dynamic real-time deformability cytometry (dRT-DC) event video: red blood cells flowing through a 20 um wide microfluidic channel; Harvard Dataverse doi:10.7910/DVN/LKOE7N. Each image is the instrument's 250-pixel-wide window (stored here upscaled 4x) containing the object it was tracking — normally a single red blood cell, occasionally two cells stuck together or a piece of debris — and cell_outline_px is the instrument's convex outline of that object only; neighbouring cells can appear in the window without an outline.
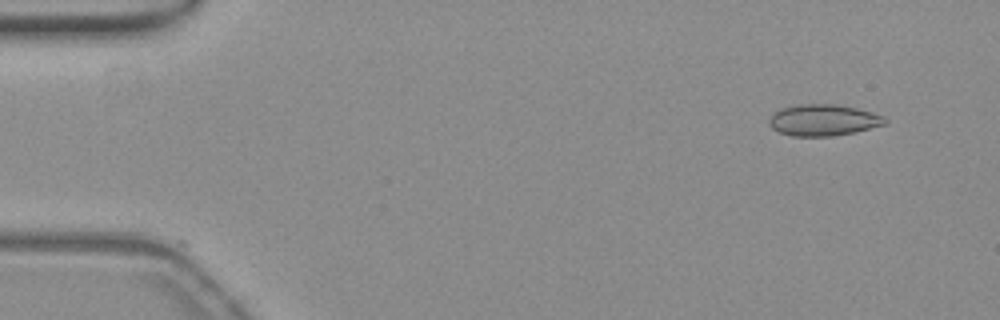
{"species": "common noctule bat (a hibernating species)", "species_latin": "Nyctalus noctula", "temperature_condition": "warm", "stored_images_in_passage": 50, "camera_frame_rate_fps": 3000, "um_per_image_px": 0.085, "animal": {"sex": "female", "body_mass_g": 19.3, "forearm_length_mm": 54.1}, "frame": {"image": 1, "passage_image": 1, "time_ms": 0.0, "image_size_px": [1000, 320], "cell_outline_px": [[888, 124], [856, 132], [832, 136], [792, 136], [780, 132], [772, 128], [768, 124], [768, 120], [780, 108], [800, 104], [836, 104], [856, 108], [872, 112], [884, 116], [888, 120]], "centroid_in_image_um": [70.02, 10.21], "position_along_channel_um": 15.0, "area_um2": 21.33}}
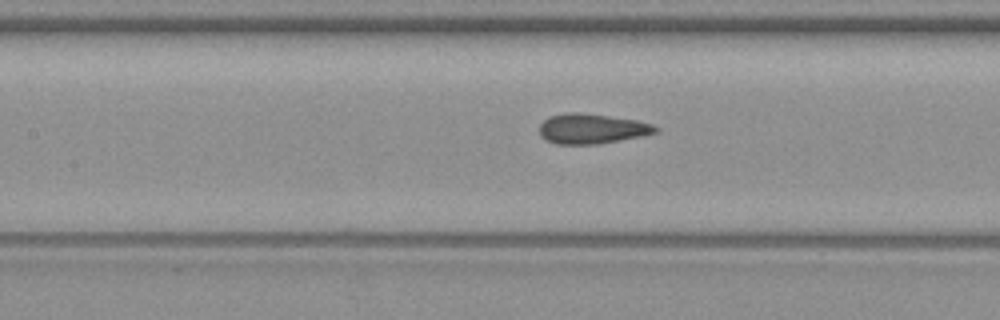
{"frame": {"image": 2, "passage_image": 21, "time_ms": 6.667, "image_size_px": [1000, 320], "cell_outline_px": [[660, 128], [656, 132], [640, 136], [600, 144], [556, 144], [544, 140], [540, 136], [540, 124], [548, 116], [568, 112], [576, 112], [636, 120], [652, 124]], "centroid_in_image_um": [50.26, 10.95], "position_along_channel_um": 157.1, "area_um2": 20.23}}
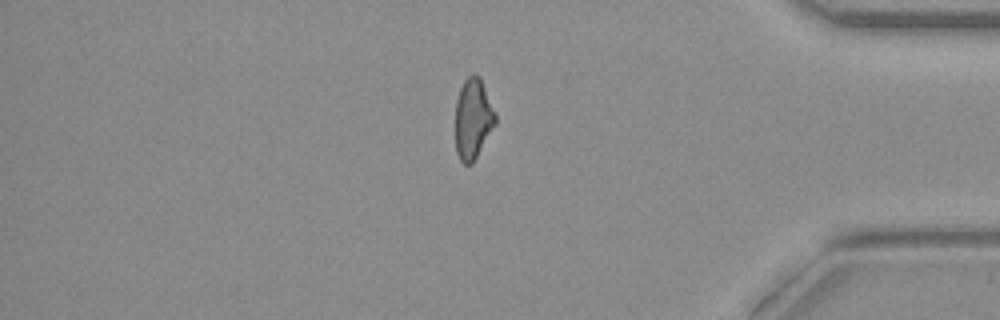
{"frame": {"image": 3, "passage_image": 42, "time_ms": 13.667, "image_size_px": [1000, 320], "cell_outline_px": [[496, 124], [472, 164], [464, 164], [460, 160], [456, 152], [456, 100], [460, 88], [464, 80], [472, 72], [480, 76], [496, 116]], "centroid_in_image_um": [40.2, 10.09], "position_along_channel_um": 395.0, "area_um2": 18.73}, "authors_computed_cell_mechanics": {"area_um2": 19.9988, "velocity_mm_per_s": 3.8343, "shape_relaxation_time_tau1_ms": null, "shape_relaxation_time_tau2_ms": 1.5477, "deformation_change_tau1": null, "deformation_change_tau2": 0.0661}}